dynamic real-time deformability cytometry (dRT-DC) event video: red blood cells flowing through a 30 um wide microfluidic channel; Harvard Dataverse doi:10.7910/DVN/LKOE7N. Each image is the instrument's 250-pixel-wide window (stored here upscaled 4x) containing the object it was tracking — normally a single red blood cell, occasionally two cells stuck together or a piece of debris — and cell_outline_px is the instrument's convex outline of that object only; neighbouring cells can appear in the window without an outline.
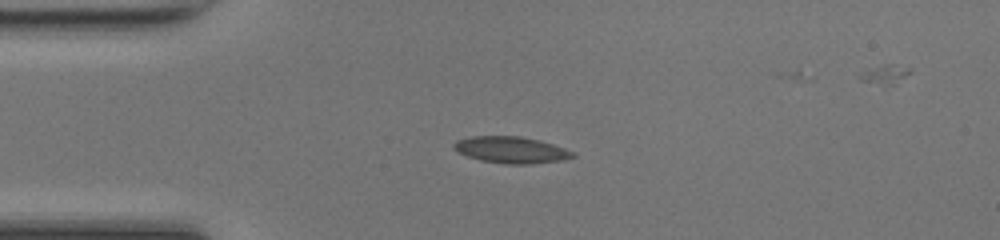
{"species": "common noctule bat (a hibernating species)", "species_latin": "Nyctalus noctula", "temperature_condition": "room temperature", "stored_images_in_passage": 38, "camera_frame_rate_fps": 3000, "um_per_image_px": 0.085, "animal": {"sex": "female", "body_mass_g": 17.0, "forearm_length_mm": 48.0}, "frame": {"image": 1, "passage_image": 1, "time_ms": 0.0, "image_size_px": [1000, 240], "cell_outline_px": [[576, 156], [564, 160], [532, 164], [504, 164], [480, 160], [468, 156], [452, 148], [452, 144], [456, 140], [472, 136], [520, 136], [540, 140], [576, 152]], "centroid_in_image_um": [43.47, 12.74], "position_along_channel_um": 41.5, "area_um2": 18.55}}
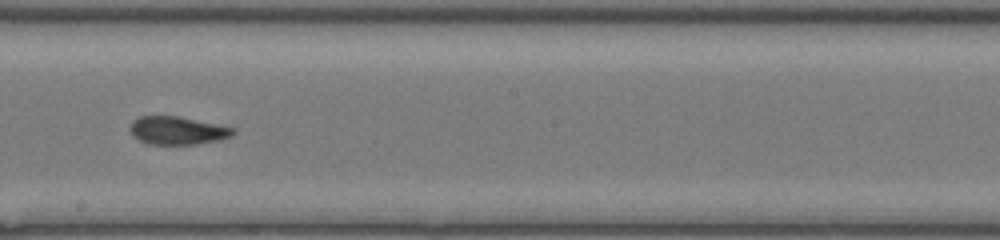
{"frame": {"image": 2, "passage_image": 16, "time_ms": 5.0, "image_size_px": [1000, 240], "cell_outline_px": [[236, 132], [232, 136], [220, 140], [196, 144], [148, 144], [132, 136], [128, 128], [132, 120], [140, 116], [180, 116], [236, 128]], "centroid_in_image_um": [15.08, 11.09], "position_along_channel_um": 233.1, "area_um2": 17.11}}
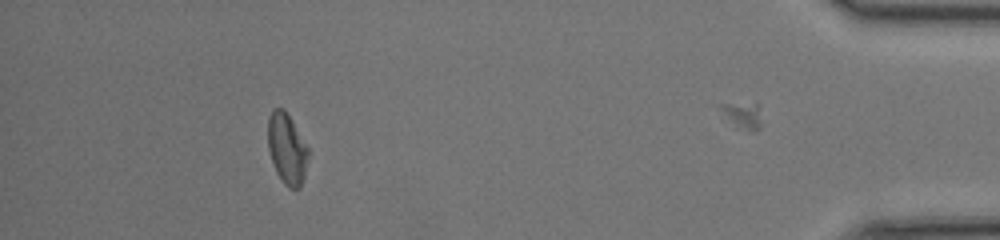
{"frame": {"image": 3, "passage_image": 33, "time_ms": 10.667, "image_size_px": [1000, 240], "cell_outline_px": [[308, 156], [304, 176], [300, 188], [288, 188], [284, 184], [276, 172], [268, 148], [268, 116], [272, 108], [284, 108], [292, 120], [308, 148]], "centroid_in_image_um": [24.37, 12.62], "position_along_channel_um": 410.8, "area_um2": 16.59}, "authors_computed_cell_mechanics": {"area_um2": 17.1666, "velocity_mm_per_s": 4.2795, "shape_relaxation_time_tau1_ms": null, "shape_relaxation_time_tau2_ms": 2.5806, "deformation_change_tau1": null, "deformation_change_tau2": 0.0801}}